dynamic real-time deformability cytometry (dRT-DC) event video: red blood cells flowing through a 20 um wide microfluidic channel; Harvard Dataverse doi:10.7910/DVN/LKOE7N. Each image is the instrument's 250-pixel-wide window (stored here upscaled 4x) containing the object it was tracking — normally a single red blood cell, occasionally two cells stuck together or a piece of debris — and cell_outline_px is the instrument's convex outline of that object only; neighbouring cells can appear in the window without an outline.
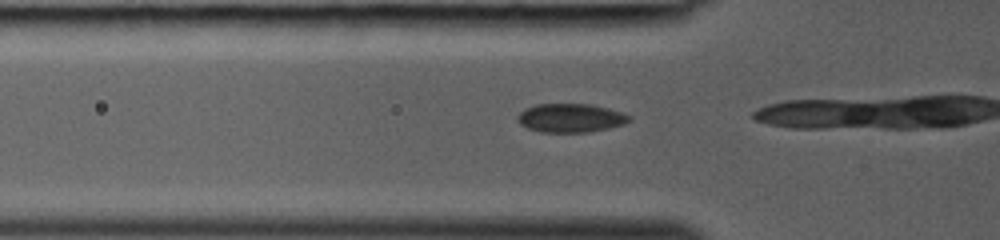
{"species": "common noctule bat (a hibernating species)", "species_latin": "Nyctalus noctula", "temperature_condition": "room temperature", "stored_images_in_passage": 11, "camera_frame_rate_fps": 3000, "um_per_image_px": 0.085, "animal": {"sex": "female", "body_mass_g": 19.0, "forearm_length_mm": 53.3}, "frame": {"image": 1, "passage_image": 9, "time_ms": 2.667, "image_size_px": [1000, 240], "cell_outline_px": [[632, 120], [624, 124], [608, 128], [588, 132], [540, 132], [528, 128], [520, 124], [516, 120], [516, 116], [524, 108], [536, 104], [592, 104], [608, 108], [632, 116]], "centroid_in_image_um": [48.48, 10.02], "position_along_channel_um": 77.3, "area_um2": 18.84}}